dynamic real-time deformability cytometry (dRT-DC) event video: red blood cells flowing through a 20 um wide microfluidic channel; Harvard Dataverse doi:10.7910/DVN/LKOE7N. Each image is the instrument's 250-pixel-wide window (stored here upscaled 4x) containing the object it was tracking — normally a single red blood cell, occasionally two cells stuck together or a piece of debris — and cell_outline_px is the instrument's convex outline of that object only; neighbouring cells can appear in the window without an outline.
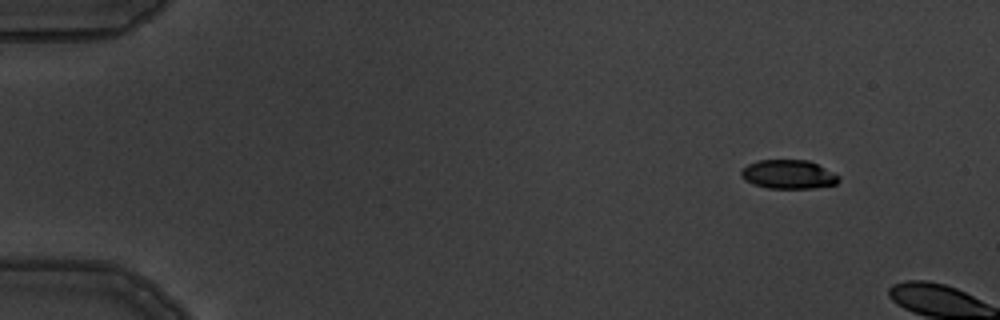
{"species": "common noctule bat (a hibernating species)", "species_latin": "Nyctalus noctula", "temperature_condition": "warm", "stored_images_in_passage": 3, "camera_frame_rate_fps": 3000, "um_per_image_px": 0.085, "animal": {"sex": "male", "body_mass_g": 19.5, "forearm_length_mm": 54.6}, "frame": {"image": 1, "passage_image": 2, "time_ms": 1.0, "image_size_px": [1000, 320], "cell_outline_px": [[840, 180], [836, 184], [812, 188], [768, 188], [752, 184], [744, 180], [740, 176], [740, 172], [748, 164], [760, 160], [808, 160], [840, 176]], "centroid_in_image_um": [66.99, 14.83], "position_along_channel_um": 18.0, "area_um2": 16.36}}